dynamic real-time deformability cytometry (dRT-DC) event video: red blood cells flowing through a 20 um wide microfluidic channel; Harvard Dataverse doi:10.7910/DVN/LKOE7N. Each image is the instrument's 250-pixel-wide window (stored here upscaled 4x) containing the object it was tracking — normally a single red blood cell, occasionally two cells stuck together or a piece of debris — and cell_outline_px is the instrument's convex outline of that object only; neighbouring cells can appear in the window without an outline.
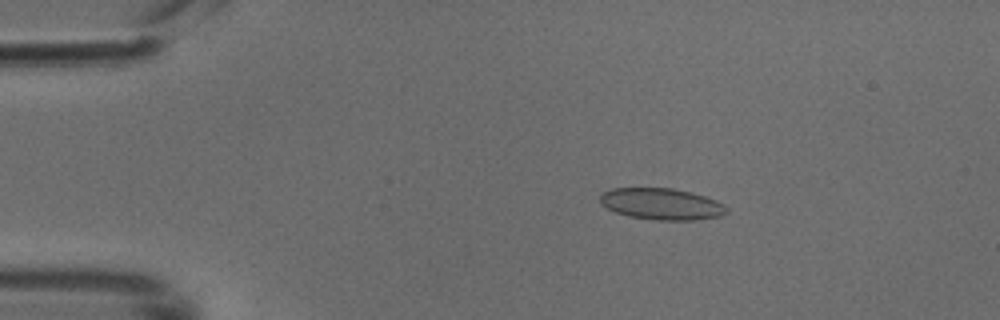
{"species": "common noctule bat (a hibernating species)", "species_latin": "Nyctalus noctula", "temperature_condition": "cold", "stored_images_in_passage": 48, "camera_frame_rate_fps": 3000, "um_per_image_px": 0.085, "animal": {"sex": "male", "body_mass_g": 18.8}, "frame": {"image": 1, "passage_image": 8, "time_ms": 2.333, "image_size_px": [1000, 320], "cell_outline_px": [[728, 212], [720, 216], [692, 220], [656, 220], [628, 216], [616, 212], [608, 208], [600, 200], [600, 196], [604, 192], [612, 188], [672, 188], [692, 192], [716, 200], [724, 204], [728, 208]], "centroid_in_image_um": [56.27, 17.33], "position_along_channel_um": 28.7, "area_um2": 23.12}}
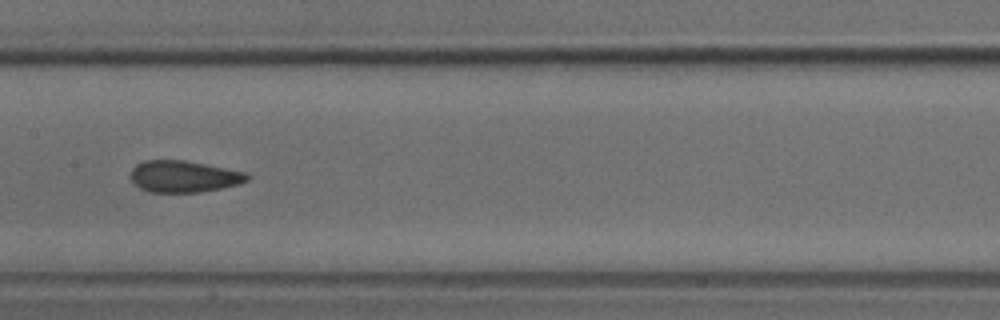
{"frame": {"image": 2, "passage_image": 24, "time_ms": 7.667, "image_size_px": [1000, 320], "cell_outline_px": [[248, 180], [240, 184], [200, 192], [148, 192], [140, 188], [128, 176], [132, 168], [136, 164], [144, 160], [184, 160], [248, 172]], "centroid_in_image_um": [15.6, 14.99], "position_along_channel_um": 191.8, "area_um2": 21.62}}
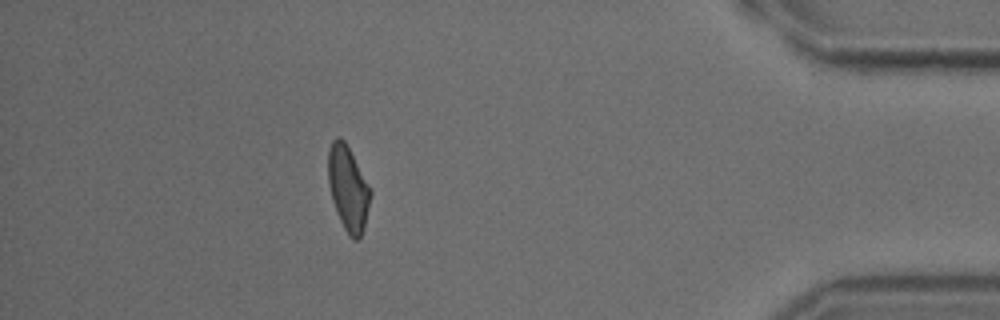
{"frame": {"image": 3, "passage_image": 43, "time_ms": 14.0, "image_size_px": [1000, 320], "cell_outline_px": [[372, 192], [364, 228], [360, 236], [356, 240], [352, 240], [348, 236], [336, 212], [332, 200], [328, 180], [328, 148], [332, 140], [336, 136], [340, 136], [344, 140]], "centroid_in_image_um": [29.57, 16.02], "position_along_channel_um": 405.6, "area_um2": 20.75}}